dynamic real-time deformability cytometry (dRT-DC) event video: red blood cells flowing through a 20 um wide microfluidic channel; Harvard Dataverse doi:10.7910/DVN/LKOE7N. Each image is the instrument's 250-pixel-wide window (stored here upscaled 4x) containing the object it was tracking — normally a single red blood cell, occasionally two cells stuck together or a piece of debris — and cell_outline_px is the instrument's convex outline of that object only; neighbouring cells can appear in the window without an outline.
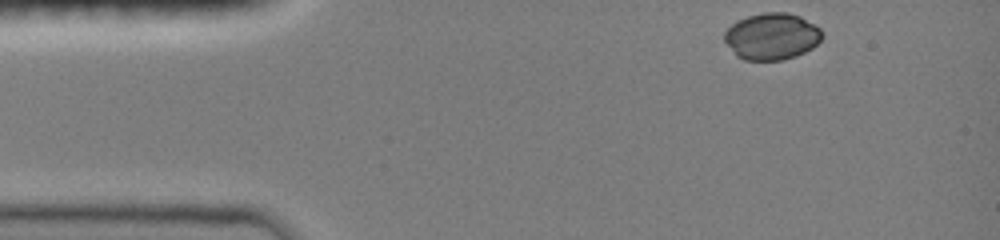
{"species": "common noctule bat (a hibernating species)", "species_latin": "Nyctalus noctula", "temperature_condition": "room temperature", "stored_images_in_passage": 28, "camera_frame_rate_fps": 3000, "um_per_image_px": 0.085, "animal": {"sex": "female", "body_mass_g": 19.0, "forearm_length_mm": 51.5}, "frame": {"image": 1, "passage_image": 1, "time_ms": 0.0, "image_size_px": [1000, 240], "cell_outline_px": [[824, 36], [812, 48], [796, 56], [784, 60], [744, 60], [736, 56], [724, 40], [724, 32], [736, 20], [748, 16], [764, 12], [788, 12], [800, 16], [820, 28]], "centroid_in_image_um": [65.6, 3.09], "position_along_channel_um": 19.4, "area_um2": 26.7}}
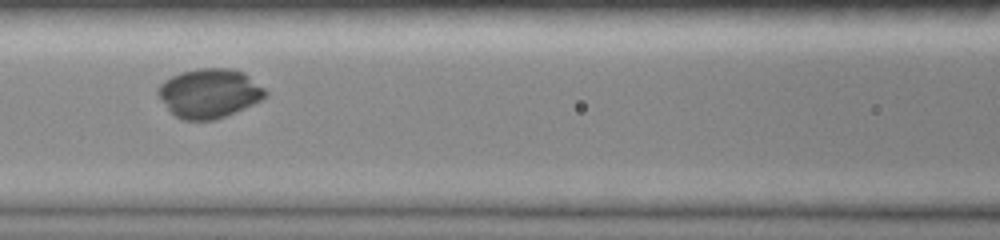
{"frame": {"image": 2, "passage_image": 14, "time_ms": 5.0, "image_size_px": [1000, 240], "cell_outline_px": [[268, 96], [244, 108], [216, 120], [180, 120], [160, 100], [156, 92], [156, 88], [164, 80], [180, 72], [196, 68], [228, 68], [244, 72], [264, 88], [268, 92]], "centroid_in_image_um": [17.77, 7.92], "position_along_channel_um": 148.8, "area_um2": 30.92}}
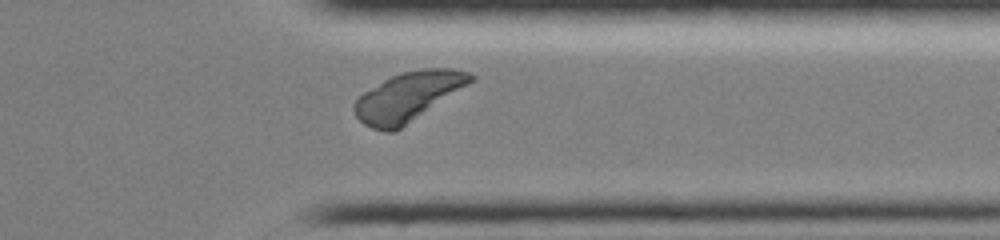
{"frame": {"image": 3, "passage_image": 25, "time_ms": 10.667, "image_size_px": [1000, 240], "cell_outline_px": [[476, 76], [468, 84], [396, 132], [384, 132], [372, 128], [364, 124], [356, 116], [352, 108], [352, 104], [364, 92], [384, 80], [392, 76], [404, 72], [424, 68], [452, 68], [468, 72]], "centroid_in_image_um": [34.65, 8.23], "position_along_channel_um": 376.7, "area_um2": 32.89}}